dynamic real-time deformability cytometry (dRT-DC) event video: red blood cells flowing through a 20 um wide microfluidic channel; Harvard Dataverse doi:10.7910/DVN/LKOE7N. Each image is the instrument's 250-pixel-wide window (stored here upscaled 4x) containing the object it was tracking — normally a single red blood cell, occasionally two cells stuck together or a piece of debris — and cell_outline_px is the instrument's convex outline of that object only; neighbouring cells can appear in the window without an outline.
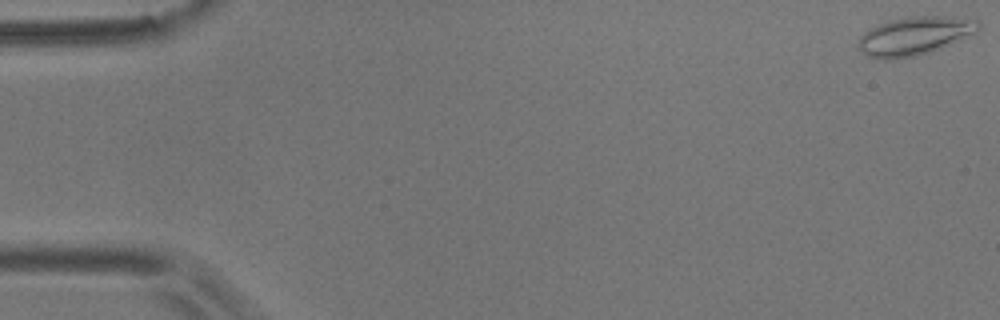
{"species": "common noctule bat (a hibernating species)", "species_latin": "Nyctalus noctula", "temperature_condition": "room temperature", "stored_images_in_passage": 56, "camera_frame_rate_fps": 3000, "um_per_image_px": 0.085, "animal": {"sex": "male", "body_mass_g": 17.9}, "frame": {"image": 1, "passage_image": 1, "time_ms": 0.0, "image_size_px": [1000, 320], "cell_outline_px": [[980, 28], [976, 32], [940, 48], [916, 56], [888, 60], [884, 60], [868, 56], [860, 52], [856, 44], [860, 36], [864, 32], [876, 24], [888, 20], [908, 16], [952, 16], [976, 20], [980, 24]], "centroid_in_image_um": [77.67, 3.04], "position_along_channel_um": 7.3, "area_um2": 27.05}}
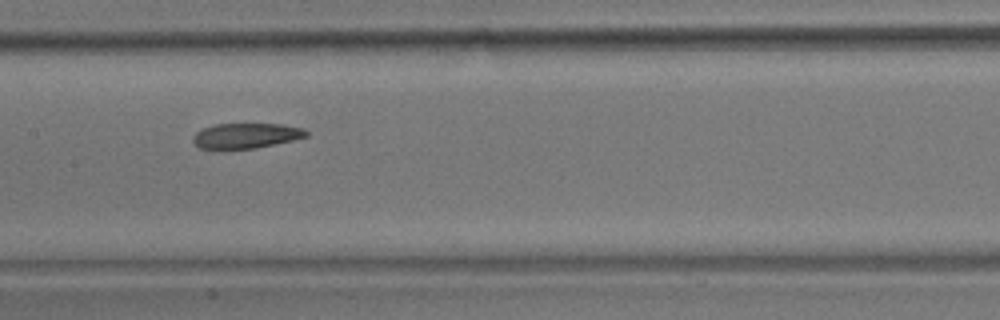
{"frame": {"image": 2, "passage_image": 28, "time_ms": 9.0, "image_size_px": [1000, 320], "cell_outline_px": [[308, 136], [292, 140], [256, 148], [200, 148], [192, 140], [192, 136], [196, 132], [204, 128], [216, 124], [284, 124], [304, 128], [308, 132]], "centroid_in_image_um": [20.94, 11.52], "position_along_channel_um": 186.5, "area_um2": 16.42}}
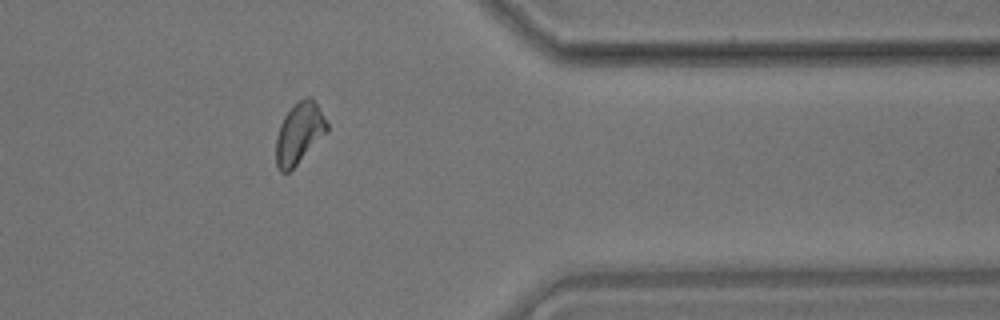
{"frame": {"image": 3, "passage_image": 46, "time_ms": 15.0, "image_size_px": [1000, 320], "cell_outline_px": [[328, 132], [288, 172], [280, 172], [276, 164], [276, 136], [280, 124], [284, 116], [304, 96], [312, 96], [328, 124]], "centroid_in_image_um": [25.43, 11.31], "position_along_channel_um": 386.0, "area_um2": 17.92}, "authors_computed_cell_mechanics": {"area_um2": 18.3226, "velocity_mm_per_s": 3.5749, "shape_relaxation_time_tau1_ms": 10.9187, "shape_relaxation_time_tau2_ms": 2.7709, "deformation_change_tau1": 0.2074, "deformation_change_tau2": 0.092}}